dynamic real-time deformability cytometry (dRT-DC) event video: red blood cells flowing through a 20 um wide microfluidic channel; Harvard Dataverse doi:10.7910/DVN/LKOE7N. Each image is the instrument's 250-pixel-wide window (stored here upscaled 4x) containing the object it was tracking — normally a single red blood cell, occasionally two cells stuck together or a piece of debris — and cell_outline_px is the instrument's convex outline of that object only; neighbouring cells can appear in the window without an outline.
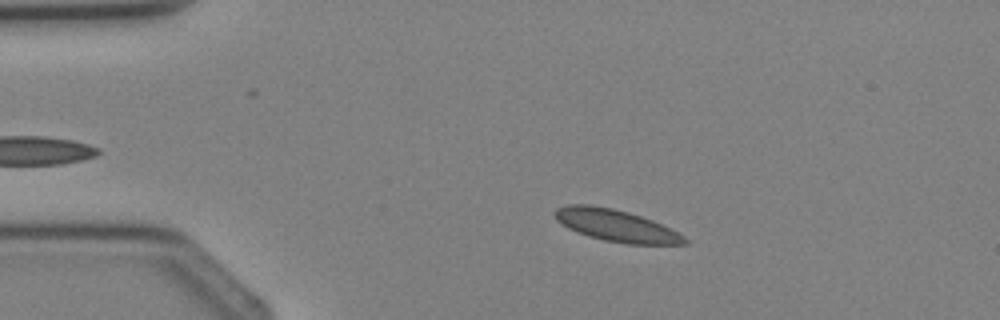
{"species": "Egyptian fruit bat (a non-hibernating species)", "species_latin": "Rousettus aegyptiacus", "temperature_condition": "cold", "stored_images_in_passage": 4, "camera_frame_rate_fps": 3000, "um_per_image_px": 0.085, "animal": {"sex": "female"}, "frame": {"image": 1, "passage_image": 3, "time_ms": 2.0, "image_size_px": [1000, 320], "cell_outline_px": [[688, 244], [628, 244], [604, 240], [588, 236], [568, 228], [556, 220], [556, 208], [568, 204], [592, 204], [612, 208], [628, 212], [652, 220], [684, 236], [688, 240]], "centroid_in_image_um": [52.35, 19.16], "position_along_channel_um": 32.7, "area_um2": 23.87}}